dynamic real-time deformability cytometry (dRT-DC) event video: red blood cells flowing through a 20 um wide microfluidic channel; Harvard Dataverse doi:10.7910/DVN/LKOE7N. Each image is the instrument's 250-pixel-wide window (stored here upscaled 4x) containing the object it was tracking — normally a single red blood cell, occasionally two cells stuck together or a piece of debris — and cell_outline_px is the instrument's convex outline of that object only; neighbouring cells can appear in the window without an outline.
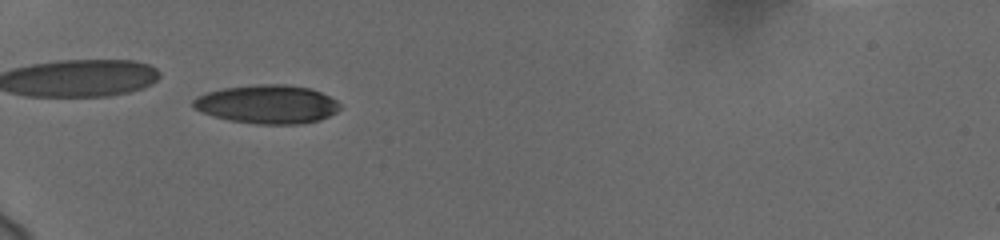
{"species": "human", "species_latin": "Homo sapiens", "temperature_condition": "cold", "stored_images_in_passage": 39, "camera_frame_rate_fps": 3000, "um_per_image_px": 0.085, "donor": {"sex": "female"}, "frame": {"image": 1, "passage_image": 3, "time_ms": 0.667, "image_size_px": [1000, 240], "cell_outline_px": [[340, 108], [336, 112], [320, 120], [304, 124], [256, 124], [228, 120], [212, 116], [200, 112], [192, 104], [192, 100], [196, 96], [208, 92], [224, 88], [256, 84], [288, 84], [312, 88], [336, 100], [340, 104]], "centroid_in_image_um": [22.72, 8.86], "position_along_channel_um": 62.3, "area_um2": 33.29}}
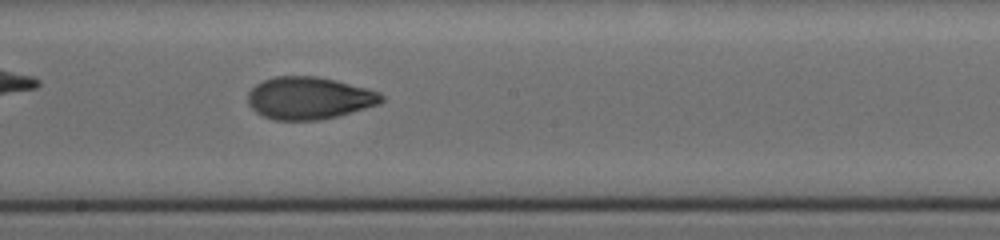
{"frame": {"image": 2, "passage_image": 17, "time_ms": 5.333, "image_size_px": [1000, 240], "cell_outline_px": [[384, 100], [376, 104], [364, 108], [336, 116], [320, 120], [272, 120], [256, 112], [248, 104], [248, 92], [256, 84], [264, 80], [276, 76], [316, 76], [336, 80], [368, 88], [380, 92], [384, 96]], "centroid_in_image_um": [26.26, 8.33], "position_along_channel_um": 221.9, "area_um2": 32.89}}
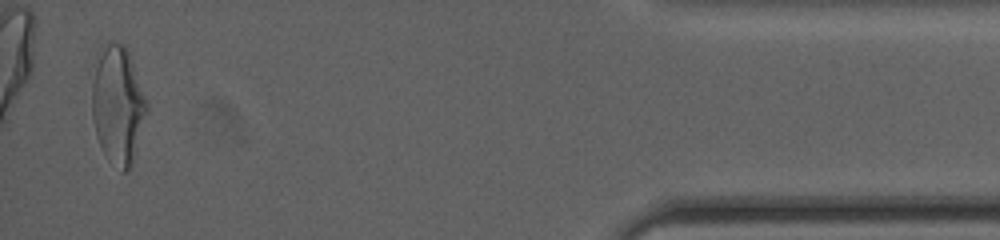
{"frame": {"image": 3, "passage_image": 38, "time_ms": 12.333, "image_size_px": [1000, 240], "cell_outline_px": [[148, 112], [136, 156], [132, 168], [128, 172], [120, 172], [108, 160], [96, 136], [92, 116], [92, 84], [96, 52], [104, 40], [108, 40], [124, 44], [128, 52], [148, 100]], "centroid_in_image_um": [10.03, 8.92], "position_along_channel_um": 425.2, "area_um2": 39.02}, "authors_computed_cell_mechanics": {"area_um2": 33.4662, "velocity_mm_per_s": 3.7435, "shape_relaxation_time_tau1_ms": 4.3786, "shape_relaxation_time_tau2_ms": 1.6366, "deformation_change_tau1": 0.168, "deformation_change_tau2": 0.064}}